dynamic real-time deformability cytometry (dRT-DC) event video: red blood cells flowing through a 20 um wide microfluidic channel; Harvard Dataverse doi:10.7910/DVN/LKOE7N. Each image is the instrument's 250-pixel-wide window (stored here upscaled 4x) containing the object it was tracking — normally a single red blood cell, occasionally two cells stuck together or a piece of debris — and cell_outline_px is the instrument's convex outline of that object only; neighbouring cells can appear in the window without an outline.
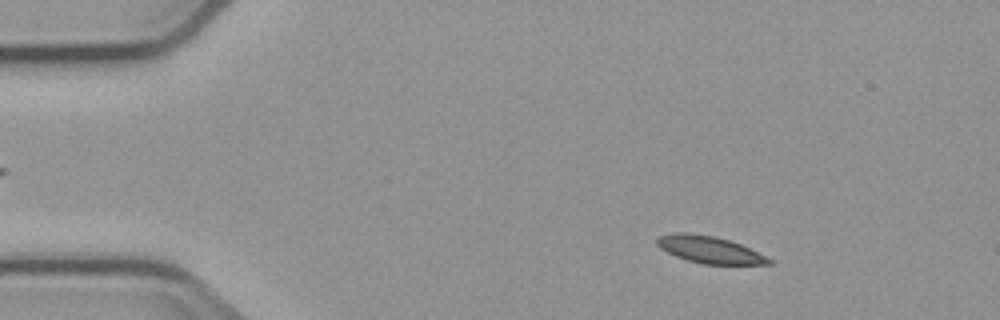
{"species": "common noctule bat (a hibernating species)", "species_latin": "Nyctalus noctula", "temperature_condition": "cold", "stored_images_in_passage": 10, "camera_frame_rate_fps": 3000, "um_per_image_px": 0.085, "animal": {"sex": "male", "body_mass_g": 23.1, "forearm_length_mm": 52.7}, "frame": {"image": 1, "passage_image": 2, "time_ms": 1.333, "image_size_px": [1000, 320], "cell_outline_px": [[772, 264], [704, 264], [688, 260], [676, 256], [660, 248], [656, 244], [656, 240], [660, 236], [676, 232], [688, 232], [716, 236], [740, 244], [772, 260]], "centroid_in_image_um": [60.27, 21.21], "position_along_channel_um": 24.7, "area_um2": 17.34}}
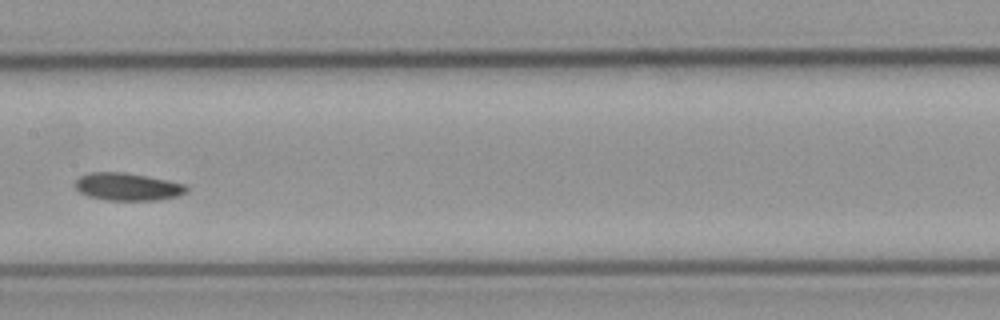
{"frame": {"image": 2, "passage_image": 7, "time_ms": 8.0, "image_size_px": [1000, 320], "cell_outline_px": [[188, 192], [176, 196], [156, 200], [104, 200], [88, 196], [80, 192], [76, 188], [76, 180], [80, 176], [92, 172], [124, 172], [184, 184], [188, 188]], "centroid_in_image_um": [10.82, 15.88], "position_along_channel_um": 196.6, "area_um2": 17.63}}
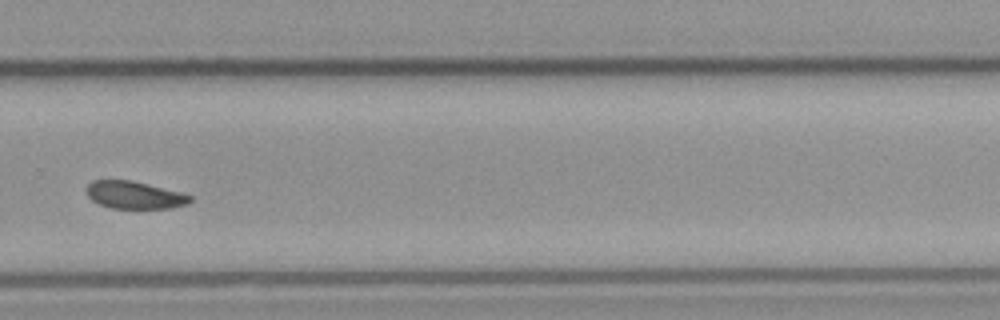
{"frame": {"image": 3, "passage_image": 10, "time_ms": 11.333, "image_size_px": [1000, 320], "cell_outline_px": [[192, 200], [188, 204], [172, 208], [112, 208], [100, 204], [92, 200], [88, 196], [84, 188], [92, 180], [132, 180], [180, 192], [192, 196]], "centroid_in_image_um": [11.42, 16.57], "position_along_channel_um": 318.4, "area_um2": 16.65}}